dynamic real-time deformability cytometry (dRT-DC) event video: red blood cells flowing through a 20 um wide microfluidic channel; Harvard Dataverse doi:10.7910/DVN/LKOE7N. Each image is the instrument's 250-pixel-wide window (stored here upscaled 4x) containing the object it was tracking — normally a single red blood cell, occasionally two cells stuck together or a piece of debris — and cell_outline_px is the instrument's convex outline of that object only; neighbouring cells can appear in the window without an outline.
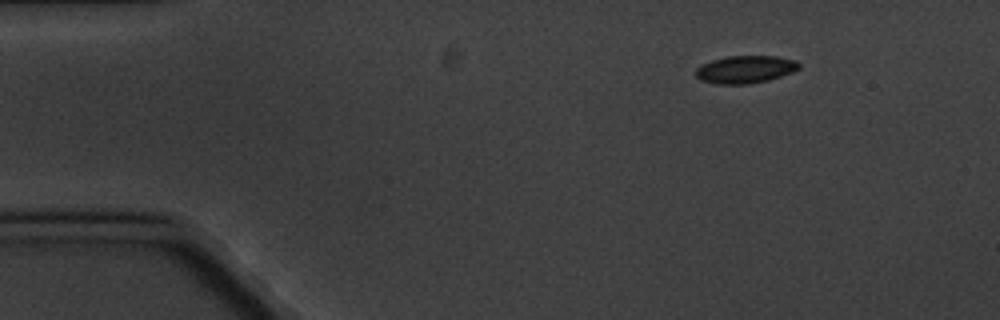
{"species": "common noctule bat (a hibernating species)", "species_latin": "Nyctalus noctula", "temperature_condition": "cold", "stored_images_in_passage": 4, "camera_frame_rate_fps": 3000, "um_per_image_px": 0.085, "animal": {"sex": "male", "body_mass_g": 20.1, "forearm_length_mm": 53.5}, "frame": {"image": 1, "passage_image": 1, "time_ms": 0.0, "image_size_px": [1000, 320], "cell_outline_px": [[800, 68], [792, 72], [768, 80], [748, 84], [716, 84], [700, 80], [696, 76], [696, 68], [712, 60], [728, 56], [776, 56], [796, 60], [800, 64]], "centroid_in_image_um": [63.36, 5.9], "position_along_channel_um": 21.6, "area_um2": 16.53}}